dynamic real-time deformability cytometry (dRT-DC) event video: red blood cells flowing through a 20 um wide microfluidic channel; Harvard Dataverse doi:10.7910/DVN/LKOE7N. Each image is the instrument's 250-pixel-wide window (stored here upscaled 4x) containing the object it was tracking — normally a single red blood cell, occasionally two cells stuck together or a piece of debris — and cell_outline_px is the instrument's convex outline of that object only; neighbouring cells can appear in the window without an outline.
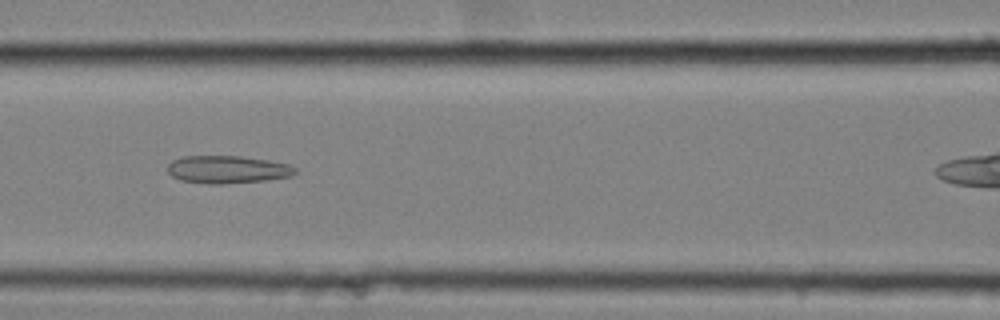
{"species": "common noctule bat (a hibernating species)", "species_latin": "Nyctalus noctula", "temperature_condition": "cold", "stored_images_in_passage": 37, "camera_frame_rate_fps": 3000, "um_per_image_px": 0.085, "animal": {"sex": "female", "body_mass_g": 25.1}, "frame": {"image": 1, "passage_image": 13, "time_ms": 4.0, "image_size_px": [1000, 320], "cell_outline_px": [[300, 172], [292, 176], [264, 180], [220, 184], [208, 184], [180, 180], [172, 176], [168, 172], [168, 164], [172, 160], [184, 156], [240, 156], [268, 160], [288, 164], [296, 168]], "centroid_in_image_um": [19.35, 14.4], "position_along_channel_um": 147.3, "area_um2": 20.63}}
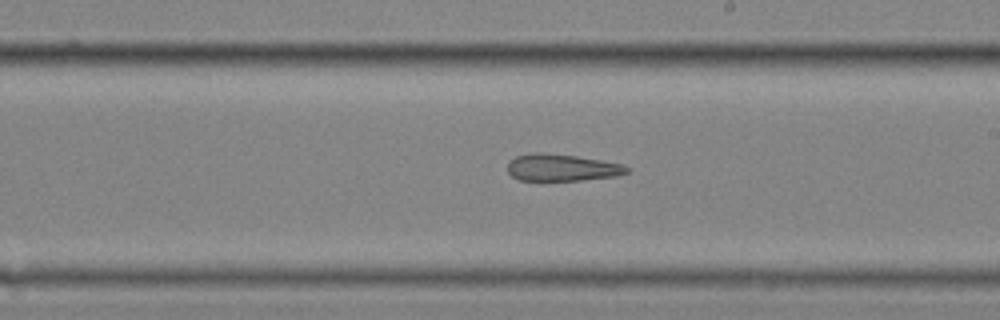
{"frame": {"image": 2, "passage_image": 21, "time_ms": 6.667, "image_size_px": [1000, 320], "cell_outline_px": [[632, 168], [628, 172], [616, 176], [580, 180], [520, 180], [512, 176], [508, 172], [508, 164], [516, 156], [532, 152], [544, 152], [576, 156], [624, 164]], "centroid_in_image_um": [47.79, 14.23], "position_along_channel_um": 241.2, "area_um2": 18.73}}
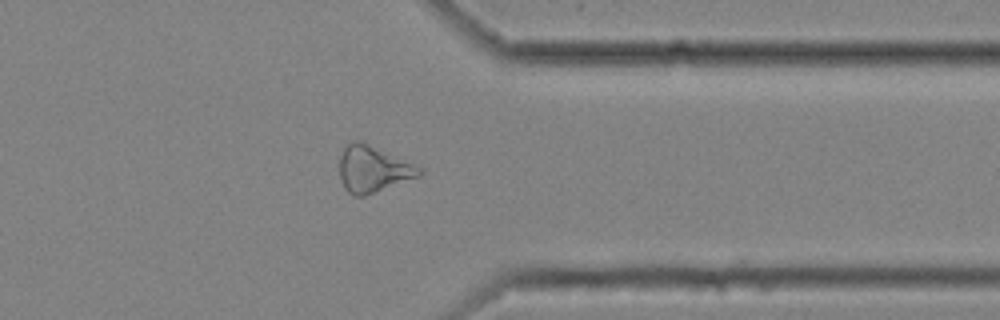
{"frame": {"image": 3, "passage_image": 33, "time_ms": 10.667, "image_size_px": [1000, 320], "cell_outline_px": [[424, 172], [420, 176], [364, 196], [352, 196], [344, 188], [340, 180], [340, 156], [344, 148], [352, 140], [360, 140], [424, 168]], "centroid_in_image_um": [31.71, 14.37], "position_along_channel_um": 379.7, "area_um2": 21.68}}